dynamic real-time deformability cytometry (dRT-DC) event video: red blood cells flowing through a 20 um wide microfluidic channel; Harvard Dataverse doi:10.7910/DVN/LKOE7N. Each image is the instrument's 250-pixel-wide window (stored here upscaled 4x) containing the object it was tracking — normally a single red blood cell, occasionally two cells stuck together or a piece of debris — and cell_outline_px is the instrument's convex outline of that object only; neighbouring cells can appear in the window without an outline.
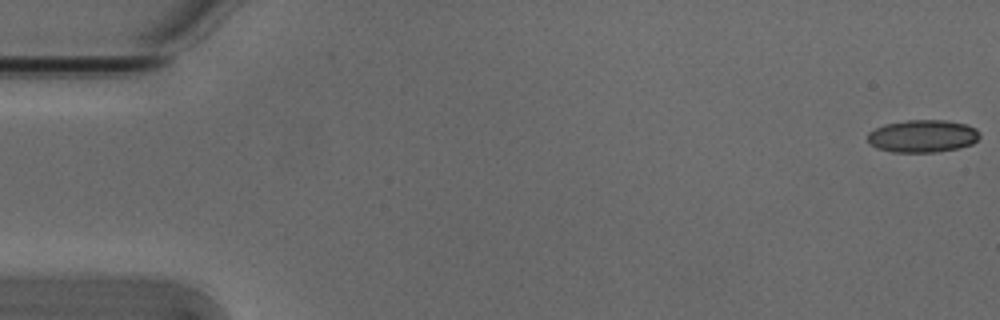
{"species": "Egyptian fruit bat (a non-hibernating species)", "species_latin": "Rousettus aegyptiacus", "temperature_condition": "cold", "stored_images_in_passage": 4, "camera_frame_rate_fps": 3000, "um_per_image_px": 0.085, "animal": {"sex": "male"}, "frame": {"image": 1, "passage_image": 1, "time_ms": 0.0, "image_size_px": [1000, 320], "cell_outline_px": [[980, 136], [972, 144], [956, 148], [936, 152], [892, 152], [876, 148], [868, 140], [868, 132], [884, 124], [908, 120], [948, 120], [968, 124], [976, 128], [980, 132]], "centroid_in_image_um": [78.44, 11.56], "position_along_channel_um": 6.6, "area_um2": 21.33}}